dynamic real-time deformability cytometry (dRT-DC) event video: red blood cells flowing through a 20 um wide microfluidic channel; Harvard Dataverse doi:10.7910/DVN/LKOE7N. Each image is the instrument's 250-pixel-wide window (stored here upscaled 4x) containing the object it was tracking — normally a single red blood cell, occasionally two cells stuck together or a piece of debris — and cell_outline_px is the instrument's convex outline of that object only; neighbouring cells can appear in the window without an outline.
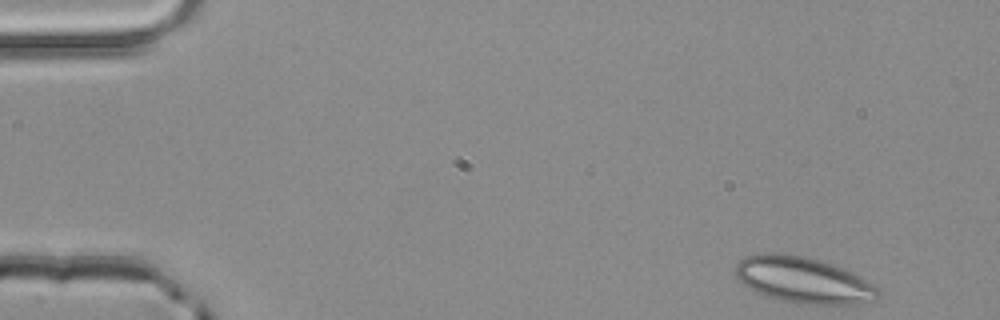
{"species": "common noctule bat (a hibernating species)", "species_latin": "Nyctalus noctula", "temperature_condition": "room temperature", "stored_images_in_passage": 3, "camera_frame_rate_fps": 3000, "um_per_image_px": 0.085, "animal": {"sex": "male", "body_mass_g": 20.4}, "frame": {"image": 1, "passage_image": 1, "time_ms": 0.0, "image_size_px": [1000, 320], "cell_outline_px": [[880, 296], [876, 300], [852, 304], [796, 304], [764, 296], [748, 288], [736, 276], [736, 264], [744, 256], [764, 252], [768, 252], [804, 256], [820, 260], [832, 264], [864, 280], [876, 288], [880, 292]], "centroid_in_image_um": [68.21, 23.81], "position_along_channel_um": 16.8, "area_um2": 38.03}}